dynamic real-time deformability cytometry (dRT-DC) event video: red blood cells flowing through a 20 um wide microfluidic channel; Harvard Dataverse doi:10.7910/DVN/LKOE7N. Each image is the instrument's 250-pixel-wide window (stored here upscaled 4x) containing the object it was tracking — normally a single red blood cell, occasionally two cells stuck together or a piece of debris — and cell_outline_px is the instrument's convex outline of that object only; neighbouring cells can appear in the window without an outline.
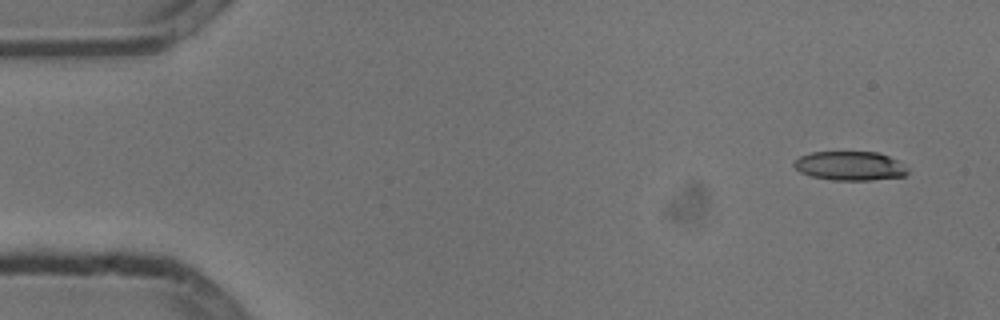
{"species": "common noctule bat (a hibernating species)", "species_latin": "Nyctalus noctula", "temperature_condition": "cold", "stored_images_in_passage": 8, "camera_frame_rate_fps": 3000, "um_per_image_px": 0.085, "animal": {"sex": "male", "body_mass_g": 13.3}, "frame": {"image": 1, "passage_image": 1, "time_ms": 0.0, "image_size_px": [1000, 320], "cell_outline_px": [[908, 172], [904, 176], [872, 180], [832, 180], [812, 176], [800, 172], [792, 164], [800, 156], [812, 152], [876, 152], [888, 156], [904, 164], [908, 168]], "centroid_in_image_um": [72.26, 14.1], "position_along_channel_um": 12.7, "area_um2": 19.19}}
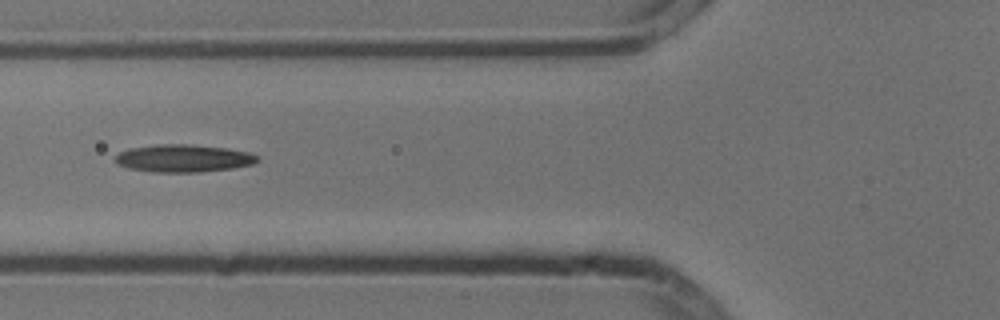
{"frame": {"image": 2, "passage_image": 5, "time_ms": 1.333, "image_size_px": [1000, 320], "cell_outline_px": [[260, 160], [252, 164], [232, 168], [200, 172], [152, 172], [128, 168], [116, 164], [112, 160], [120, 152], [128, 148], [156, 144], [188, 144], [228, 148], [248, 152], [256, 156]], "centroid_in_image_um": [15.53, 13.45], "position_along_channel_um": 110.3, "area_um2": 23.0}}
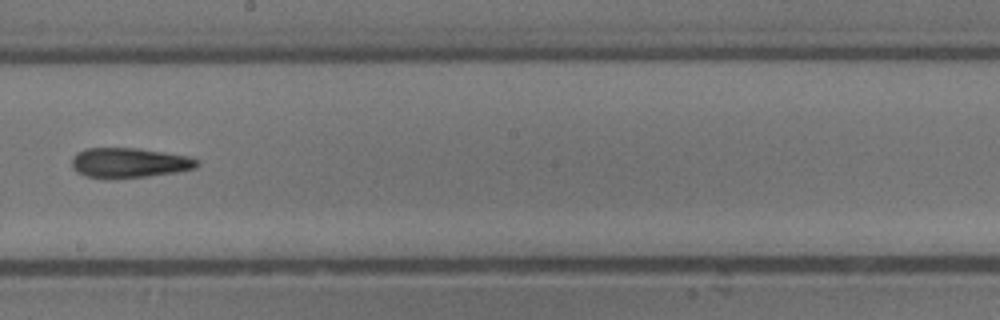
{"frame": {"image": 3, "passage_image": 8, "time_ms": 2.333, "image_size_px": [1000, 320], "cell_outline_px": [[200, 164], [196, 168], [176, 172], [148, 176], [88, 176], [76, 172], [72, 168], [72, 156], [76, 152], [84, 148], [136, 148], [164, 152], [188, 156], [200, 160]], "centroid_in_image_um": [11.01, 13.8], "position_along_channel_um": 237.2, "area_um2": 21.39}}